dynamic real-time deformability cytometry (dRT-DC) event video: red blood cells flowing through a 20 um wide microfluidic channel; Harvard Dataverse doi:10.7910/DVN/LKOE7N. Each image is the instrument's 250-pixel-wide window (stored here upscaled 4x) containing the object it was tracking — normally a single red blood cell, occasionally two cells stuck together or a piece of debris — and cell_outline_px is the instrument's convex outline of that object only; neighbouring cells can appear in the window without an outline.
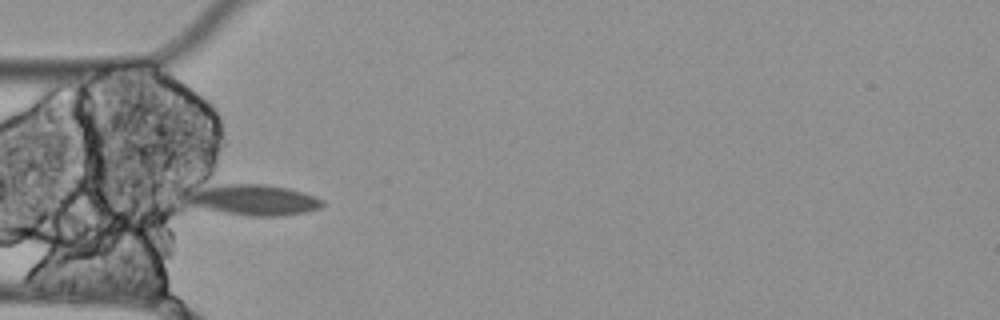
{"species": "Egyptian fruit bat (a non-hibernating species)", "species_latin": "Rousettus aegyptiacus", "temperature_condition": "cold", "stored_images_in_passage": 5, "camera_frame_rate_fps": 3000, "um_per_image_px": 0.085, "animal": {"sex": "female"}, "frame": {"image": 1, "passage_image": 4, "time_ms": 1.0, "image_size_px": [1000, 320], "cell_outline_px": [[324, 204], [320, 208], [304, 212], [280, 216], [252, 216], [228, 212], [184, 204], [184, 200], [188, 196], [196, 192], [208, 188], [224, 184], [268, 184], [288, 188], [304, 192], [316, 196], [324, 200]], "centroid_in_image_um": [21.67, 16.99], "position_along_channel_um": 63.3, "area_um2": 23.76}}
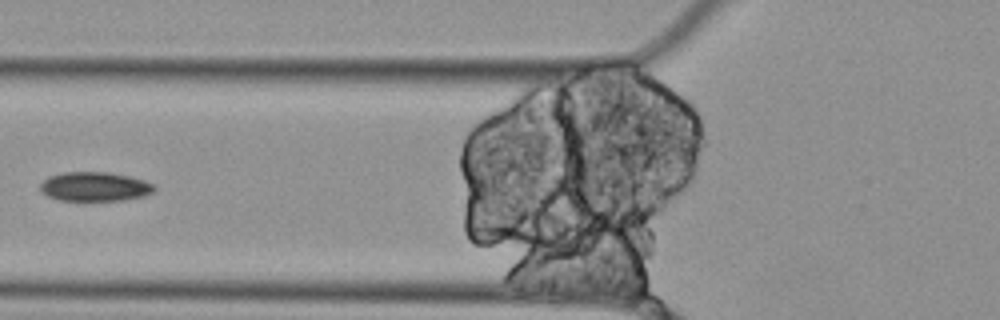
{"frame": {"image": 2, "passage_image": 5, "time_ms": 1.333, "image_size_px": [1000, 320], "cell_outline_px": [[156, 188], [152, 192], [144, 196], [124, 200], [60, 200], [48, 196], [40, 192], [40, 184], [48, 176], [64, 172], [108, 172], [128, 176], [144, 180], [152, 184]], "centroid_in_image_um": [8.03, 15.86], "position_along_channel_um": 117.8, "area_um2": 19.36}}